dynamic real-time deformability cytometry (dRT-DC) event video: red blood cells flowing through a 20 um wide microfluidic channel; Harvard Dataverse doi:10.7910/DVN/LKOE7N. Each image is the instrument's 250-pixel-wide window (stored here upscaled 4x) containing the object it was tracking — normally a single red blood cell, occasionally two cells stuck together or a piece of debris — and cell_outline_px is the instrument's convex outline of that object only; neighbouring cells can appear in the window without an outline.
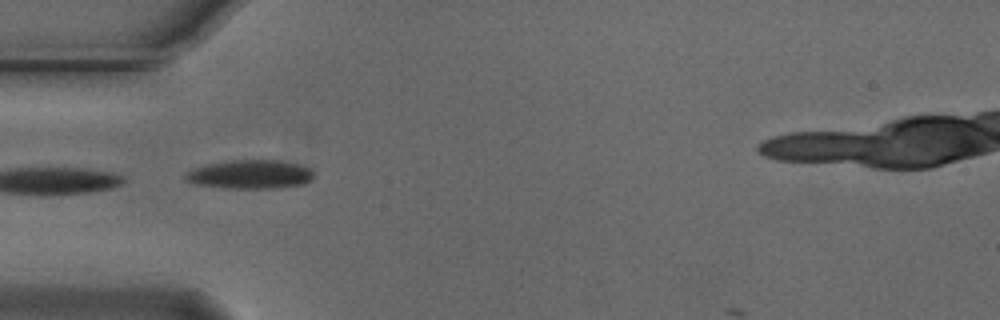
{"species": "Egyptian fruit bat (a non-hibernating species)", "species_latin": "Rousettus aegyptiacus", "temperature_condition": "cold", "stored_images_in_passage": 23, "camera_frame_rate_fps": 3000, "um_per_image_px": 0.085, "animal": {"sex": "male"}, "frame": {"image": 1, "passage_image": 1, "time_ms": 0.0, "image_size_px": [1000, 320], "cell_outline_px": [[312, 180], [304, 184], [280, 188], [220, 188], [192, 184], [184, 180], [184, 176], [192, 168], [208, 164], [232, 160], [280, 160], [296, 164], [308, 168], [312, 172]], "centroid_in_image_um": [21.21, 14.83], "position_along_channel_um": 63.8, "area_um2": 21.68}}